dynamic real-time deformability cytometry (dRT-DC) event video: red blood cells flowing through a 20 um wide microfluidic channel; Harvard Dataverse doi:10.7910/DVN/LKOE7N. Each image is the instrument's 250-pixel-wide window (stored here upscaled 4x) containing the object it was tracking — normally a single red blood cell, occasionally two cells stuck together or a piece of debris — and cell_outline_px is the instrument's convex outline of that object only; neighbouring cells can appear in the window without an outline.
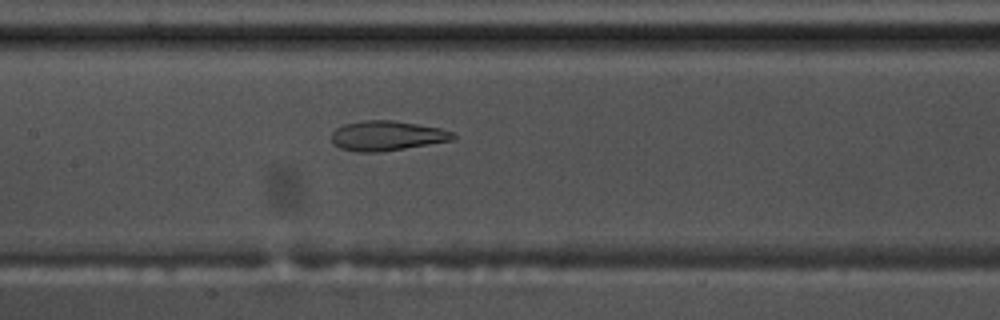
{"species": "common noctule bat (a hibernating species)", "species_latin": "Nyctalus noctula", "temperature_condition": "warm", "stored_images_in_passage": 38, "camera_frame_rate_fps": 3000, "um_per_image_px": 0.085, "animal": {"sex": "male", "body_mass_g": 17.5, "forearm_length_mm": 52.3}, "frame": {"image": 1, "passage_image": 9, "time_ms": 2.667, "image_size_px": [1000, 320], "cell_outline_px": [[456, 136], [452, 140], [404, 148], [376, 152], [356, 152], [340, 148], [332, 144], [332, 132], [336, 128], [344, 124], [364, 120], [392, 120], [440, 128], [456, 132]], "centroid_in_image_um": [32.87, 11.53], "position_along_channel_um": 174.5, "area_um2": 21.04}}
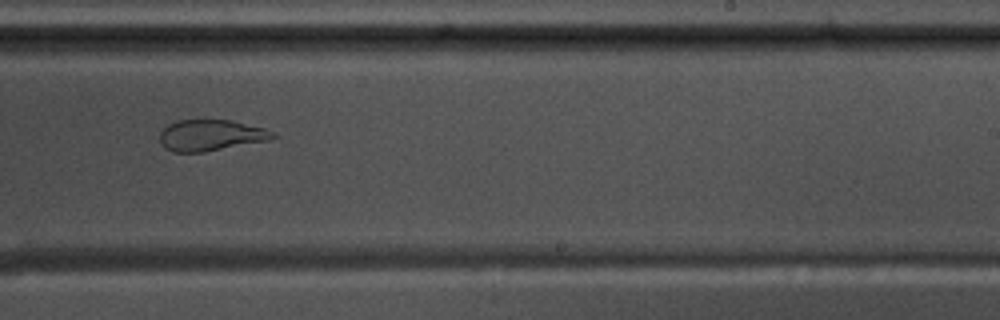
{"frame": {"image": 2, "passage_image": 17, "time_ms": 5.333, "image_size_px": [1000, 320], "cell_outline_px": [[276, 136], [272, 140], [204, 152], [172, 152], [164, 148], [160, 144], [160, 132], [168, 124], [176, 120], [232, 120], [264, 128], [276, 132]], "centroid_in_image_um": [17.93, 11.5], "position_along_channel_um": 271.1, "area_um2": 20.81}}
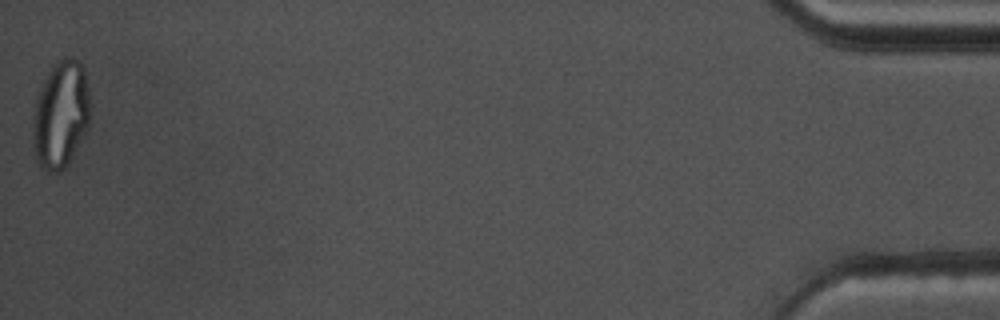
{"frame": {"image": 3, "passage_image": 38, "time_ms": 12.333, "image_size_px": [1000, 320], "cell_outline_px": [[92, 116], [88, 128], [84, 136], [64, 168], [60, 172], [56, 172], [44, 168], [36, 160], [32, 144], [32, 116], [36, 96], [48, 72], [60, 60], [72, 56], [84, 68], [88, 88]], "centroid_in_image_um": [5.16, 9.74], "position_along_channel_um": 430.0, "area_um2": 36.13}}